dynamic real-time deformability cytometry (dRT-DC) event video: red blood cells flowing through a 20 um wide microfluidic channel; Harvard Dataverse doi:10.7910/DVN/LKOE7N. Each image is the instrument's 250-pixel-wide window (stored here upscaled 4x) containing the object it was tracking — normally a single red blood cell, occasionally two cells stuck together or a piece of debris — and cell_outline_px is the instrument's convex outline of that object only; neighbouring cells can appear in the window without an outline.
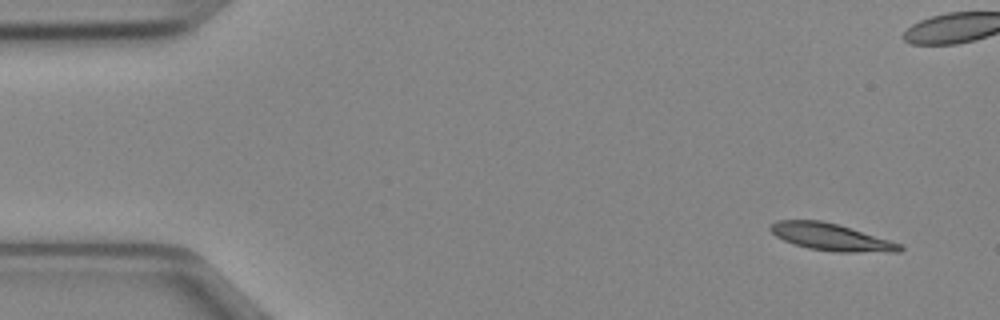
{"species": "Egyptian fruit bat (a non-hibernating species)", "species_latin": "Rousettus aegyptiacus", "temperature_condition": "cold", "stored_images_in_passage": 7, "camera_frame_rate_fps": 3000, "um_per_image_px": 0.085, "animal": {"sex": "female"}, "frame": {"image": 1, "passage_image": 1, "time_ms": 0.0, "image_size_px": [1000, 320], "cell_outline_px": [[904, 248], [900, 252], [836, 252], [808, 248], [784, 240], [776, 236], [768, 228], [776, 220], [820, 220], [836, 224], [904, 244]], "centroid_in_image_um": [70.68, 20.16], "position_along_channel_um": 14.3, "area_um2": 20.29}}